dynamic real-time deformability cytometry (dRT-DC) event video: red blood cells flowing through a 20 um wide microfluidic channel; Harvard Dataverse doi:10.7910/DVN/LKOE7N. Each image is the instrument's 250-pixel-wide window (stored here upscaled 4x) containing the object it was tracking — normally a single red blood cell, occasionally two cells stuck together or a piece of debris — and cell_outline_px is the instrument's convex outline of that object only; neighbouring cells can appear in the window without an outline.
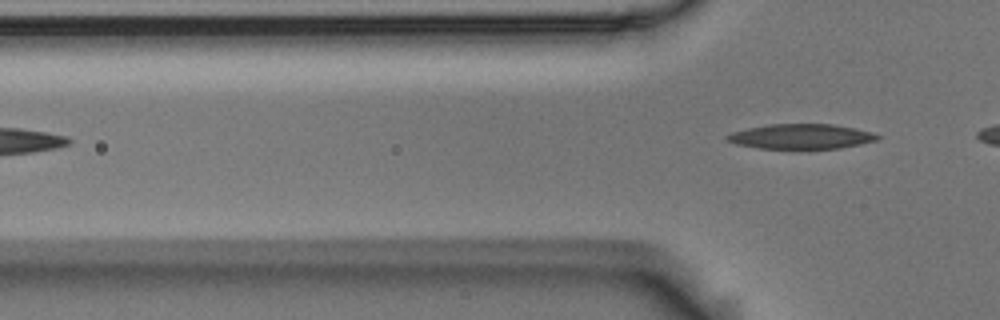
{"species": "Egyptian fruit bat (a non-hibernating species)", "species_latin": "Rousettus aegyptiacus", "temperature_condition": "room temperature", "stored_images_in_passage": 3, "camera_frame_rate_fps": 3000, "um_per_image_px": 0.085, "animal": {"sex": "male"}, "frame": {"image": 1, "passage_image": 3, "time_ms": 0.667, "image_size_px": [1000, 320], "cell_outline_px": [[880, 140], [840, 148], [808, 152], [792, 152], [760, 148], [736, 144], [728, 140], [724, 136], [732, 132], [748, 128], [768, 124], [832, 124], [856, 128], [872, 132], [880, 136]], "centroid_in_image_um": [68.12, 11.66], "position_along_channel_um": 57.7, "area_um2": 23.12}}